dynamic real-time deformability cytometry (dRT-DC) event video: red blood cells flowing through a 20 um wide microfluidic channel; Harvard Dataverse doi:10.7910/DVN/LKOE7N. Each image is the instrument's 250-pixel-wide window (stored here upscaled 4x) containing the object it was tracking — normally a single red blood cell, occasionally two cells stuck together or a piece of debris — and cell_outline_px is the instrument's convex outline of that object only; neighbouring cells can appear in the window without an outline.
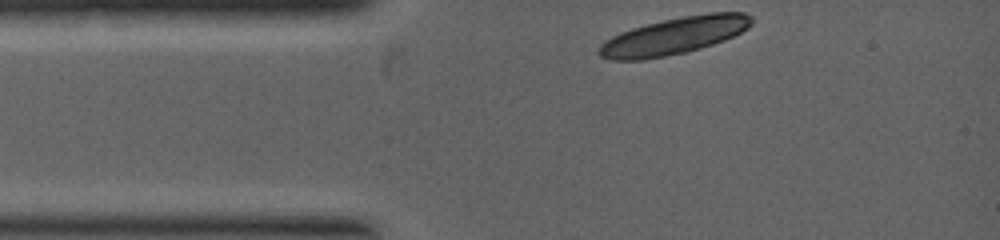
{"species": "common noctule bat (a hibernating species)", "species_latin": "Nyctalus noctula", "temperature_condition": "warm", "stored_images_in_passage": 2, "camera_frame_rate_fps": 5000, "um_per_image_px": 0.085, "animal": {"sex": "female", "body_mass_g": 19.0, "forearm_length_mm": 53.3}, "frame": {"image": 1, "passage_image": 1, "time_ms": 0.0, "image_size_px": [1000, 240], "cell_outline_px": [[752, 24], [748, 28], [724, 40], [688, 52], [644, 60], [612, 60], [600, 56], [596, 52], [600, 44], [604, 40], [620, 32], [632, 28], [664, 20], [684, 16], [708, 12], [744, 12], [752, 16]], "centroid_in_image_um": [57.28, 3.05], "position_along_channel_um": 27.7, "area_um2": 33.0}}